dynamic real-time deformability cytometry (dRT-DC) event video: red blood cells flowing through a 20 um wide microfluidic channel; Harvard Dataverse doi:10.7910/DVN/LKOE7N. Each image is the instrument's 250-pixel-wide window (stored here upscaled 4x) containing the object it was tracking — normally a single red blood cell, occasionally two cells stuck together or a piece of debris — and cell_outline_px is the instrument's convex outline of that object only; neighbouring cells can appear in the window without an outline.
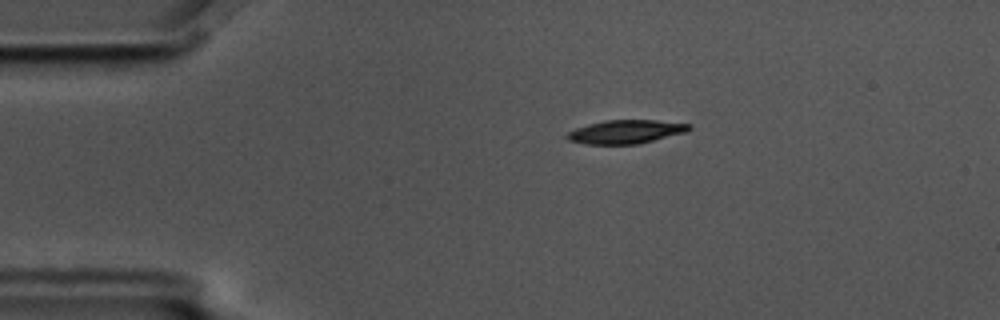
{"species": "common noctule bat (a hibernating species)", "species_latin": "Nyctalus noctula", "temperature_condition": "cold", "stored_images_in_passage": 15, "camera_frame_rate_fps": 3000, "um_per_image_px": 0.085, "animal": {"sex": "male", "body_mass_g": 17.5, "forearm_length_mm": 52.3}, "frame": {"image": 1, "passage_image": 3, "time_ms": 0.667, "image_size_px": [1000, 320], "cell_outline_px": [[692, 128], [688, 132], [636, 144], [584, 144], [568, 140], [564, 136], [568, 132], [576, 128], [588, 124], [604, 120], [656, 120], [692, 124]], "centroid_in_image_um": [53.2, 11.19], "position_along_channel_um": 31.8, "area_um2": 16.88}}
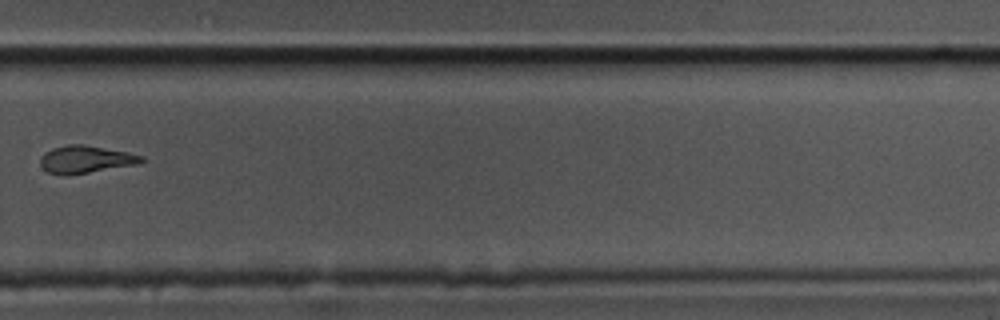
{"frame": {"image": 2, "passage_image": 11, "time_ms": 3.333, "image_size_px": [1000, 320], "cell_outline_px": [[144, 164], [68, 176], [64, 176], [48, 172], [40, 164], [40, 156], [44, 152], [52, 148], [68, 144], [84, 144], [128, 152], [144, 156]], "centroid_in_image_um": [7.33, 13.56], "position_along_channel_um": 322.5, "area_um2": 16.76}}
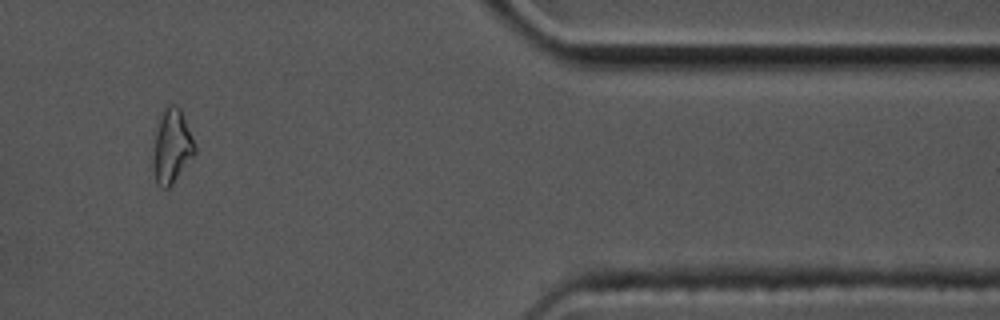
{"frame": {"image": 3, "passage_image": 13, "time_ms": 4.0, "image_size_px": [1000, 320], "cell_outline_px": [[196, 152], [172, 184], [168, 188], [160, 188], [156, 184], [152, 168], [152, 148], [160, 112], [164, 104], [168, 100], [176, 104], [180, 108], [196, 148]], "centroid_in_image_um": [14.54, 12.39], "position_along_channel_um": 396.9, "area_um2": 18.5}}